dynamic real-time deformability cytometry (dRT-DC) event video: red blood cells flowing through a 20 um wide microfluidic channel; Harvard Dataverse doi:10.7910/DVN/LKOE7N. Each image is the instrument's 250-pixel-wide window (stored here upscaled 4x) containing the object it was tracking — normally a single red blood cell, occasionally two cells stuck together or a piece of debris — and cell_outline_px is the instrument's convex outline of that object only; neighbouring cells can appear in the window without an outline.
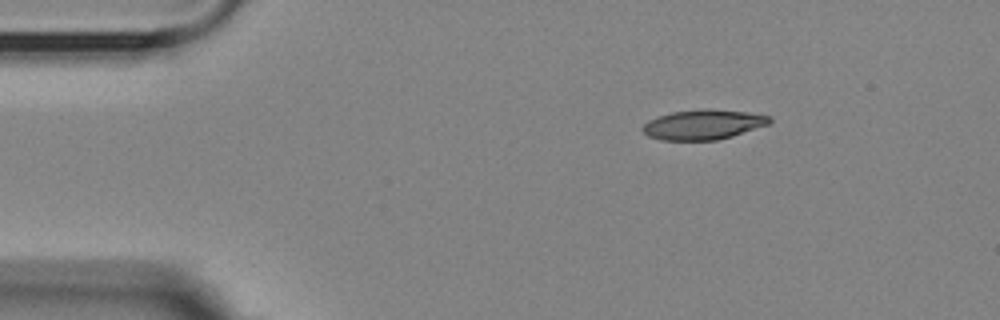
{"species": "Egyptian fruit bat (a non-hibernating species)", "species_latin": "Rousettus aegyptiacus", "temperature_condition": "room temperature", "stored_images_in_passage": 3, "camera_frame_rate_fps": 3000, "um_per_image_px": 0.085, "animal": {"sex": "female"}, "frame": {"image": 1, "passage_image": 1, "time_ms": 0.0, "image_size_px": [1000, 320], "cell_outline_px": [[772, 120], [768, 124], [732, 136], [716, 140], [660, 140], [648, 136], [640, 128], [648, 120], [672, 112], [704, 108], [708, 108], [748, 112], [772, 116]], "centroid_in_image_um": [59.77, 10.58], "position_along_channel_um": 25.2, "area_um2": 22.14}}